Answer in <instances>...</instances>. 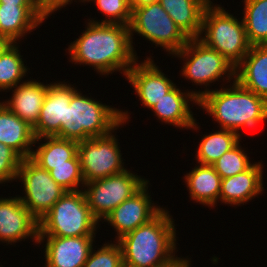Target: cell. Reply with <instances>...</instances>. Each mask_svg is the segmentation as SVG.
<instances>
[{"label":"cell","mask_w":267,"mask_h":267,"mask_svg":"<svg viewBox=\"0 0 267 267\" xmlns=\"http://www.w3.org/2000/svg\"><path fill=\"white\" fill-rule=\"evenodd\" d=\"M85 28L67 48L72 63L92 66L100 75L121 71L126 76L138 60L131 44L129 26L89 21Z\"/></svg>","instance_id":"6da1fadb"},{"label":"cell","mask_w":267,"mask_h":267,"mask_svg":"<svg viewBox=\"0 0 267 267\" xmlns=\"http://www.w3.org/2000/svg\"><path fill=\"white\" fill-rule=\"evenodd\" d=\"M117 242L126 267H172L181 259L175 256V224L165 208Z\"/></svg>","instance_id":"7a4b0ae2"},{"label":"cell","mask_w":267,"mask_h":267,"mask_svg":"<svg viewBox=\"0 0 267 267\" xmlns=\"http://www.w3.org/2000/svg\"><path fill=\"white\" fill-rule=\"evenodd\" d=\"M229 86L198 91V106L219 123L220 129L240 134L239 130L254 129L267 120V101L264 98L236 80Z\"/></svg>","instance_id":"3957f363"},{"label":"cell","mask_w":267,"mask_h":267,"mask_svg":"<svg viewBox=\"0 0 267 267\" xmlns=\"http://www.w3.org/2000/svg\"><path fill=\"white\" fill-rule=\"evenodd\" d=\"M128 114V111L123 112L84 96L76 89L70 104H66L64 125L55 136L77 142L102 137L127 124Z\"/></svg>","instance_id":"277c9868"},{"label":"cell","mask_w":267,"mask_h":267,"mask_svg":"<svg viewBox=\"0 0 267 267\" xmlns=\"http://www.w3.org/2000/svg\"><path fill=\"white\" fill-rule=\"evenodd\" d=\"M198 39L218 51L235 68L252 46L248 41L243 20L240 22L223 7L212 2L204 11Z\"/></svg>","instance_id":"5b68a950"},{"label":"cell","mask_w":267,"mask_h":267,"mask_svg":"<svg viewBox=\"0 0 267 267\" xmlns=\"http://www.w3.org/2000/svg\"><path fill=\"white\" fill-rule=\"evenodd\" d=\"M98 223L90 211L84 191H66L39 220V236H95Z\"/></svg>","instance_id":"8992f818"},{"label":"cell","mask_w":267,"mask_h":267,"mask_svg":"<svg viewBox=\"0 0 267 267\" xmlns=\"http://www.w3.org/2000/svg\"><path fill=\"white\" fill-rule=\"evenodd\" d=\"M129 31L132 47L133 33H137L172 55L180 51L189 40L159 2L133 9Z\"/></svg>","instance_id":"52a82bcc"},{"label":"cell","mask_w":267,"mask_h":267,"mask_svg":"<svg viewBox=\"0 0 267 267\" xmlns=\"http://www.w3.org/2000/svg\"><path fill=\"white\" fill-rule=\"evenodd\" d=\"M148 181L126 169L121 173L85 183L83 191L93 217L100 222Z\"/></svg>","instance_id":"ba28073f"},{"label":"cell","mask_w":267,"mask_h":267,"mask_svg":"<svg viewBox=\"0 0 267 267\" xmlns=\"http://www.w3.org/2000/svg\"><path fill=\"white\" fill-rule=\"evenodd\" d=\"M174 56L185 61L181 69L182 77L196 85L210 86L218 79L227 76V83L235 81V67L215 49L206 46L198 38H189L187 44Z\"/></svg>","instance_id":"9c48e42d"},{"label":"cell","mask_w":267,"mask_h":267,"mask_svg":"<svg viewBox=\"0 0 267 267\" xmlns=\"http://www.w3.org/2000/svg\"><path fill=\"white\" fill-rule=\"evenodd\" d=\"M17 179L22 182L25 193L23 197L19 196L20 201L37 220L66 193L51 178L49 171L41 168L31 158L21 161Z\"/></svg>","instance_id":"30bf717a"},{"label":"cell","mask_w":267,"mask_h":267,"mask_svg":"<svg viewBox=\"0 0 267 267\" xmlns=\"http://www.w3.org/2000/svg\"><path fill=\"white\" fill-rule=\"evenodd\" d=\"M89 138L78 144V156L85 183L125 171L118 139L113 134Z\"/></svg>","instance_id":"8fae6325"},{"label":"cell","mask_w":267,"mask_h":267,"mask_svg":"<svg viewBox=\"0 0 267 267\" xmlns=\"http://www.w3.org/2000/svg\"><path fill=\"white\" fill-rule=\"evenodd\" d=\"M149 181L132 197L117 206L103 222L110 223L117 232L116 241L153 219L163 208L155 206L148 194Z\"/></svg>","instance_id":"7c38bea8"},{"label":"cell","mask_w":267,"mask_h":267,"mask_svg":"<svg viewBox=\"0 0 267 267\" xmlns=\"http://www.w3.org/2000/svg\"><path fill=\"white\" fill-rule=\"evenodd\" d=\"M30 238L38 243L39 220L22 204L19 196L0 198V241L14 244Z\"/></svg>","instance_id":"4fadbf2b"},{"label":"cell","mask_w":267,"mask_h":267,"mask_svg":"<svg viewBox=\"0 0 267 267\" xmlns=\"http://www.w3.org/2000/svg\"><path fill=\"white\" fill-rule=\"evenodd\" d=\"M94 238L39 236L37 244L46 242L44 267H83L93 248Z\"/></svg>","instance_id":"5bb4252c"},{"label":"cell","mask_w":267,"mask_h":267,"mask_svg":"<svg viewBox=\"0 0 267 267\" xmlns=\"http://www.w3.org/2000/svg\"><path fill=\"white\" fill-rule=\"evenodd\" d=\"M128 70L126 77L146 108H152L176 84L149 57L144 62L137 63Z\"/></svg>","instance_id":"9a60e30c"},{"label":"cell","mask_w":267,"mask_h":267,"mask_svg":"<svg viewBox=\"0 0 267 267\" xmlns=\"http://www.w3.org/2000/svg\"><path fill=\"white\" fill-rule=\"evenodd\" d=\"M76 90L65 81L50 83L39 120L33 127L35 138L55 136L64 125L66 104H70L72 93Z\"/></svg>","instance_id":"2e32d148"},{"label":"cell","mask_w":267,"mask_h":267,"mask_svg":"<svg viewBox=\"0 0 267 267\" xmlns=\"http://www.w3.org/2000/svg\"><path fill=\"white\" fill-rule=\"evenodd\" d=\"M189 101L198 105V91L182 92L175 85L151 110L161 122L177 128L199 130V123L193 117Z\"/></svg>","instance_id":"e0dca14e"},{"label":"cell","mask_w":267,"mask_h":267,"mask_svg":"<svg viewBox=\"0 0 267 267\" xmlns=\"http://www.w3.org/2000/svg\"><path fill=\"white\" fill-rule=\"evenodd\" d=\"M263 165L254 164L246 171L221 179L219 200L228 205H241L257 197L264 190Z\"/></svg>","instance_id":"ac0fdd59"},{"label":"cell","mask_w":267,"mask_h":267,"mask_svg":"<svg viewBox=\"0 0 267 267\" xmlns=\"http://www.w3.org/2000/svg\"><path fill=\"white\" fill-rule=\"evenodd\" d=\"M45 18L39 12L37 4L0 3V35L13 43L43 23Z\"/></svg>","instance_id":"d6986e66"},{"label":"cell","mask_w":267,"mask_h":267,"mask_svg":"<svg viewBox=\"0 0 267 267\" xmlns=\"http://www.w3.org/2000/svg\"><path fill=\"white\" fill-rule=\"evenodd\" d=\"M49 85L35 80L24 81L12 90L13 94L10 100L2 103L33 128L39 120Z\"/></svg>","instance_id":"ffe728a7"},{"label":"cell","mask_w":267,"mask_h":267,"mask_svg":"<svg viewBox=\"0 0 267 267\" xmlns=\"http://www.w3.org/2000/svg\"><path fill=\"white\" fill-rule=\"evenodd\" d=\"M235 80L267 101V45H252L235 68Z\"/></svg>","instance_id":"44dd1931"},{"label":"cell","mask_w":267,"mask_h":267,"mask_svg":"<svg viewBox=\"0 0 267 267\" xmlns=\"http://www.w3.org/2000/svg\"><path fill=\"white\" fill-rule=\"evenodd\" d=\"M35 139L33 128L0 101V143L25 159L31 158Z\"/></svg>","instance_id":"7402d4cb"},{"label":"cell","mask_w":267,"mask_h":267,"mask_svg":"<svg viewBox=\"0 0 267 267\" xmlns=\"http://www.w3.org/2000/svg\"><path fill=\"white\" fill-rule=\"evenodd\" d=\"M211 0H159L175 24L188 38H198L203 14Z\"/></svg>","instance_id":"603a6c76"},{"label":"cell","mask_w":267,"mask_h":267,"mask_svg":"<svg viewBox=\"0 0 267 267\" xmlns=\"http://www.w3.org/2000/svg\"><path fill=\"white\" fill-rule=\"evenodd\" d=\"M184 178L192 200L212 208L219 201L221 177L212 165H196Z\"/></svg>","instance_id":"cb8c5ba5"},{"label":"cell","mask_w":267,"mask_h":267,"mask_svg":"<svg viewBox=\"0 0 267 267\" xmlns=\"http://www.w3.org/2000/svg\"><path fill=\"white\" fill-rule=\"evenodd\" d=\"M37 142L40 145L36 151L33 150L31 159L38 165L69 164V160L78 153L77 141L57 136H42L35 139L34 145Z\"/></svg>","instance_id":"d4e9b609"},{"label":"cell","mask_w":267,"mask_h":267,"mask_svg":"<svg viewBox=\"0 0 267 267\" xmlns=\"http://www.w3.org/2000/svg\"><path fill=\"white\" fill-rule=\"evenodd\" d=\"M241 134L231 130L220 129L214 133L204 134L196 151V161L202 165H212L225 152L241 141Z\"/></svg>","instance_id":"484cf974"},{"label":"cell","mask_w":267,"mask_h":267,"mask_svg":"<svg viewBox=\"0 0 267 267\" xmlns=\"http://www.w3.org/2000/svg\"><path fill=\"white\" fill-rule=\"evenodd\" d=\"M242 17L251 45H267V0H244Z\"/></svg>","instance_id":"4316f807"},{"label":"cell","mask_w":267,"mask_h":267,"mask_svg":"<svg viewBox=\"0 0 267 267\" xmlns=\"http://www.w3.org/2000/svg\"><path fill=\"white\" fill-rule=\"evenodd\" d=\"M18 43H12L0 56V91L15 88L30 68L24 65ZM28 69V70H27ZM3 89V90H2Z\"/></svg>","instance_id":"83f0119b"},{"label":"cell","mask_w":267,"mask_h":267,"mask_svg":"<svg viewBox=\"0 0 267 267\" xmlns=\"http://www.w3.org/2000/svg\"><path fill=\"white\" fill-rule=\"evenodd\" d=\"M39 166L49 171L51 178L66 191L83 190L85 181L83 179L78 153L69 160V164Z\"/></svg>","instance_id":"f1b7e54d"},{"label":"cell","mask_w":267,"mask_h":267,"mask_svg":"<svg viewBox=\"0 0 267 267\" xmlns=\"http://www.w3.org/2000/svg\"><path fill=\"white\" fill-rule=\"evenodd\" d=\"M240 142L228 152H225L212 166L221 179L234 176L248 170L254 163L249 161Z\"/></svg>","instance_id":"f546056e"},{"label":"cell","mask_w":267,"mask_h":267,"mask_svg":"<svg viewBox=\"0 0 267 267\" xmlns=\"http://www.w3.org/2000/svg\"><path fill=\"white\" fill-rule=\"evenodd\" d=\"M94 1L101 13L105 14L106 19L96 21L89 19L93 23H110L123 24L129 26L131 21L132 10L129 6L128 0H85V2Z\"/></svg>","instance_id":"4dcf8cb0"},{"label":"cell","mask_w":267,"mask_h":267,"mask_svg":"<svg viewBox=\"0 0 267 267\" xmlns=\"http://www.w3.org/2000/svg\"><path fill=\"white\" fill-rule=\"evenodd\" d=\"M94 251V252H93ZM122 250L118 242L106 243L96 251L92 248L83 267H122Z\"/></svg>","instance_id":"1f68e13d"},{"label":"cell","mask_w":267,"mask_h":267,"mask_svg":"<svg viewBox=\"0 0 267 267\" xmlns=\"http://www.w3.org/2000/svg\"><path fill=\"white\" fill-rule=\"evenodd\" d=\"M23 158L12 148L0 143V184L17 180Z\"/></svg>","instance_id":"d6a6232c"},{"label":"cell","mask_w":267,"mask_h":267,"mask_svg":"<svg viewBox=\"0 0 267 267\" xmlns=\"http://www.w3.org/2000/svg\"><path fill=\"white\" fill-rule=\"evenodd\" d=\"M73 0H38L36 2L39 12L43 15L45 19L50 17L53 12L60 10L67 4H71ZM84 3L85 0H79Z\"/></svg>","instance_id":"836d02e7"},{"label":"cell","mask_w":267,"mask_h":267,"mask_svg":"<svg viewBox=\"0 0 267 267\" xmlns=\"http://www.w3.org/2000/svg\"><path fill=\"white\" fill-rule=\"evenodd\" d=\"M156 2H159V0H128L131 10Z\"/></svg>","instance_id":"e575fe53"},{"label":"cell","mask_w":267,"mask_h":267,"mask_svg":"<svg viewBox=\"0 0 267 267\" xmlns=\"http://www.w3.org/2000/svg\"><path fill=\"white\" fill-rule=\"evenodd\" d=\"M12 43L13 42L9 38L0 35V56L7 50V48Z\"/></svg>","instance_id":"d590c367"},{"label":"cell","mask_w":267,"mask_h":267,"mask_svg":"<svg viewBox=\"0 0 267 267\" xmlns=\"http://www.w3.org/2000/svg\"><path fill=\"white\" fill-rule=\"evenodd\" d=\"M0 3L5 4H36L35 0H0Z\"/></svg>","instance_id":"8d00e7d4"},{"label":"cell","mask_w":267,"mask_h":267,"mask_svg":"<svg viewBox=\"0 0 267 267\" xmlns=\"http://www.w3.org/2000/svg\"><path fill=\"white\" fill-rule=\"evenodd\" d=\"M191 261L189 258H181L175 265L172 267H190Z\"/></svg>","instance_id":"74e56055"}]
</instances>
